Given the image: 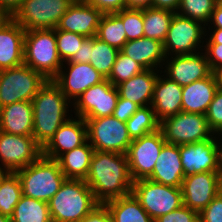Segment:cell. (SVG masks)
<instances>
[{"label": "cell", "instance_id": "8", "mask_svg": "<svg viewBox=\"0 0 222 222\" xmlns=\"http://www.w3.org/2000/svg\"><path fill=\"white\" fill-rule=\"evenodd\" d=\"M87 126V141L98 151L126 154L132 139L126 122L112 116L84 118Z\"/></svg>", "mask_w": 222, "mask_h": 222}, {"label": "cell", "instance_id": "43", "mask_svg": "<svg viewBox=\"0 0 222 222\" xmlns=\"http://www.w3.org/2000/svg\"><path fill=\"white\" fill-rule=\"evenodd\" d=\"M205 48V55L211 71L218 73L222 69V44L207 43Z\"/></svg>", "mask_w": 222, "mask_h": 222}, {"label": "cell", "instance_id": "5", "mask_svg": "<svg viewBox=\"0 0 222 222\" xmlns=\"http://www.w3.org/2000/svg\"><path fill=\"white\" fill-rule=\"evenodd\" d=\"M24 64L53 80L63 65L56 46L55 29H33L25 32Z\"/></svg>", "mask_w": 222, "mask_h": 222}, {"label": "cell", "instance_id": "12", "mask_svg": "<svg viewBox=\"0 0 222 222\" xmlns=\"http://www.w3.org/2000/svg\"><path fill=\"white\" fill-rule=\"evenodd\" d=\"M41 155L42 147L32 136L0 131V161L4 170L16 172L35 162Z\"/></svg>", "mask_w": 222, "mask_h": 222}, {"label": "cell", "instance_id": "23", "mask_svg": "<svg viewBox=\"0 0 222 222\" xmlns=\"http://www.w3.org/2000/svg\"><path fill=\"white\" fill-rule=\"evenodd\" d=\"M184 177L179 145L166 142L148 179L163 185L181 188Z\"/></svg>", "mask_w": 222, "mask_h": 222}, {"label": "cell", "instance_id": "40", "mask_svg": "<svg viewBox=\"0 0 222 222\" xmlns=\"http://www.w3.org/2000/svg\"><path fill=\"white\" fill-rule=\"evenodd\" d=\"M209 127L214 133H222V87L215 93L206 113H205Z\"/></svg>", "mask_w": 222, "mask_h": 222}, {"label": "cell", "instance_id": "36", "mask_svg": "<svg viewBox=\"0 0 222 222\" xmlns=\"http://www.w3.org/2000/svg\"><path fill=\"white\" fill-rule=\"evenodd\" d=\"M217 0H180L179 12L181 16L199 21L210 22Z\"/></svg>", "mask_w": 222, "mask_h": 222}, {"label": "cell", "instance_id": "50", "mask_svg": "<svg viewBox=\"0 0 222 222\" xmlns=\"http://www.w3.org/2000/svg\"><path fill=\"white\" fill-rule=\"evenodd\" d=\"M213 20V21H212ZM215 28L222 29V4L217 1L214 11L212 12L211 19Z\"/></svg>", "mask_w": 222, "mask_h": 222}, {"label": "cell", "instance_id": "38", "mask_svg": "<svg viewBox=\"0 0 222 222\" xmlns=\"http://www.w3.org/2000/svg\"><path fill=\"white\" fill-rule=\"evenodd\" d=\"M56 46L62 62L69 61L87 38L81 34L55 28Z\"/></svg>", "mask_w": 222, "mask_h": 222}, {"label": "cell", "instance_id": "41", "mask_svg": "<svg viewBox=\"0 0 222 222\" xmlns=\"http://www.w3.org/2000/svg\"><path fill=\"white\" fill-rule=\"evenodd\" d=\"M154 222H199V213L182 205L176 210L159 216Z\"/></svg>", "mask_w": 222, "mask_h": 222}, {"label": "cell", "instance_id": "32", "mask_svg": "<svg viewBox=\"0 0 222 222\" xmlns=\"http://www.w3.org/2000/svg\"><path fill=\"white\" fill-rule=\"evenodd\" d=\"M96 37L120 51L127 42L122 19L116 13L103 14Z\"/></svg>", "mask_w": 222, "mask_h": 222}, {"label": "cell", "instance_id": "30", "mask_svg": "<svg viewBox=\"0 0 222 222\" xmlns=\"http://www.w3.org/2000/svg\"><path fill=\"white\" fill-rule=\"evenodd\" d=\"M174 12L154 7L143 9L144 37L165 41Z\"/></svg>", "mask_w": 222, "mask_h": 222}, {"label": "cell", "instance_id": "53", "mask_svg": "<svg viewBox=\"0 0 222 222\" xmlns=\"http://www.w3.org/2000/svg\"><path fill=\"white\" fill-rule=\"evenodd\" d=\"M208 43L222 44V29L216 28L209 38Z\"/></svg>", "mask_w": 222, "mask_h": 222}, {"label": "cell", "instance_id": "31", "mask_svg": "<svg viewBox=\"0 0 222 222\" xmlns=\"http://www.w3.org/2000/svg\"><path fill=\"white\" fill-rule=\"evenodd\" d=\"M11 222H52L48 202L22 195L14 208Z\"/></svg>", "mask_w": 222, "mask_h": 222}, {"label": "cell", "instance_id": "7", "mask_svg": "<svg viewBox=\"0 0 222 222\" xmlns=\"http://www.w3.org/2000/svg\"><path fill=\"white\" fill-rule=\"evenodd\" d=\"M46 81L25 64L3 69L0 75V108L19 101H32Z\"/></svg>", "mask_w": 222, "mask_h": 222}, {"label": "cell", "instance_id": "55", "mask_svg": "<svg viewBox=\"0 0 222 222\" xmlns=\"http://www.w3.org/2000/svg\"><path fill=\"white\" fill-rule=\"evenodd\" d=\"M0 222H11V217L0 214Z\"/></svg>", "mask_w": 222, "mask_h": 222}, {"label": "cell", "instance_id": "3", "mask_svg": "<svg viewBox=\"0 0 222 222\" xmlns=\"http://www.w3.org/2000/svg\"><path fill=\"white\" fill-rule=\"evenodd\" d=\"M99 203L82 179H66L48 201L52 222H79Z\"/></svg>", "mask_w": 222, "mask_h": 222}, {"label": "cell", "instance_id": "34", "mask_svg": "<svg viewBox=\"0 0 222 222\" xmlns=\"http://www.w3.org/2000/svg\"><path fill=\"white\" fill-rule=\"evenodd\" d=\"M22 196L20 179L16 172H8L0 183V214L11 217Z\"/></svg>", "mask_w": 222, "mask_h": 222}, {"label": "cell", "instance_id": "58", "mask_svg": "<svg viewBox=\"0 0 222 222\" xmlns=\"http://www.w3.org/2000/svg\"><path fill=\"white\" fill-rule=\"evenodd\" d=\"M217 74L219 77L220 86L222 87V69Z\"/></svg>", "mask_w": 222, "mask_h": 222}, {"label": "cell", "instance_id": "47", "mask_svg": "<svg viewBox=\"0 0 222 222\" xmlns=\"http://www.w3.org/2000/svg\"><path fill=\"white\" fill-rule=\"evenodd\" d=\"M93 46V37H87L81 44L79 50L67 62L74 63H89L90 62V48Z\"/></svg>", "mask_w": 222, "mask_h": 222}, {"label": "cell", "instance_id": "44", "mask_svg": "<svg viewBox=\"0 0 222 222\" xmlns=\"http://www.w3.org/2000/svg\"><path fill=\"white\" fill-rule=\"evenodd\" d=\"M139 106L121 97H118L113 116L122 122H126L137 110Z\"/></svg>", "mask_w": 222, "mask_h": 222}, {"label": "cell", "instance_id": "45", "mask_svg": "<svg viewBox=\"0 0 222 222\" xmlns=\"http://www.w3.org/2000/svg\"><path fill=\"white\" fill-rule=\"evenodd\" d=\"M102 14L116 13L126 8V0H84Z\"/></svg>", "mask_w": 222, "mask_h": 222}, {"label": "cell", "instance_id": "21", "mask_svg": "<svg viewBox=\"0 0 222 222\" xmlns=\"http://www.w3.org/2000/svg\"><path fill=\"white\" fill-rule=\"evenodd\" d=\"M217 73L182 86V111L205 115L215 93L220 88Z\"/></svg>", "mask_w": 222, "mask_h": 222}, {"label": "cell", "instance_id": "22", "mask_svg": "<svg viewBox=\"0 0 222 222\" xmlns=\"http://www.w3.org/2000/svg\"><path fill=\"white\" fill-rule=\"evenodd\" d=\"M25 29L12 17L0 28V68L24 64Z\"/></svg>", "mask_w": 222, "mask_h": 222}, {"label": "cell", "instance_id": "14", "mask_svg": "<svg viewBox=\"0 0 222 222\" xmlns=\"http://www.w3.org/2000/svg\"><path fill=\"white\" fill-rule=\"evenodd\" d=\"M202 24L175 13L163 42L166 57L171 52H175L174 55L194 54L196 48H199L197 46L201 43L202 35L206 32Z\"/></svg>", "mask_w": 222, "mask_h": 222}, {"label": "cell", "instance_id": "28", "mask_svg": "<svg viewBox=\"0 0 222 222\" xmlns=\"http://www.w3.org/2000/svg\"><path fill=\"white\" fill-rule=\"evenodd\" d=\"M87 142L88 141L73 150L61 154L56 159L61 171L67 179L85 180L87 178L91 159L95 151Z\"/></svg>", "mask_w": 222, "mask_h": 222}, {"label": "cell", "instance_id": "57", "mask_svg": "<svg viewBox=\"0 0 222 222\" xmlns=\"http://www.w3.org/2000/svg\"><path fill=\"white\" fill-rule=\"evenodd\" d=\"M218 195L222 197V180H219V191Z\"/></svg>", "mask_w": 222, "mask_h": 222}, {"label": "cell", "instance_id": "33", "mask_svg": "<svg viewBox=\"0 0 222 222\" xmlns=\"http://www.w3.org/2000/svg\"><path fill=\"white\" fill-rule=\"evenodd\" d=\"M126 125L132 140L160 129V121L157 119L151 105L139 107L126 121Z\"/></svg>", "mask_w": 222, "mask_h": 222}, {"label": "cell", "instance_id": "51", "mask_svg": "<svg viewBox=\"0 0 222 222\" xmlns=\"http://www.w3.org/2000/svg\"><path fill=\"white\" fill-rule=\"evenodd\" d=\"M152 0H126V8L144 9L151 7Z\"/></svg>", "mask_w": 222, "mask_h": 222}, {"label": "cell", "instance_id": "27", "mask_svg": "<svg viewBox=\"0 0 222 222\" xmlns=\"http://www.w3.org/2000/svg\"><path fill=\"white\" fill-rule=\"evenodd\" d=\"M120 51L145 69L154 70V67L166 58L163 43L146 37L127 41Z\"/></svg>", "mask_w": 222, "mask_h": 222}, {"label": "cell", "instance_id": "39", "mask_svg": "<svg viewBox=\"0 0 222 222\" xmlns=\"http://www.w3.org/2000/svg\"><path fill=\"white\" fill-rule=\"evenodd\" d=\"M116 14L122 19L127 41L144 37L143 9L124 8Z\"/></svg>", "mask_w": 222, "mask_h": 222}, {"label": "cell", "instance_id": "42", "mask_svg": "<svg viewBox=\"0 0 222 222\" xmlns=\"http://www.w3.org/2000/svg\"><path fill=\"white\" fill-rule=\"evenodd\" d=\"M199 222H222V197L217 195L200 213Z\"/></svg>", "mask_w": 222, "mask_h": 222}, {"label": "cell", "instance_id": "59", "mask_svg": "<svg viewBox=\"0 0 222 222\" xmlns=\"http://www.w3.org/2000/svg\"><path fill=\"white\" fill-rule=\"evenodd\" d=\"M71 2H82L84 0H70Z\"/></svg>", "mask_w": 222, "mask_h": 222}, {"label": "cell", "instance_id": "17", "mask_svg": "<svg viewBox=\"0 0 222 222\" xmlns=\"http://www.w3.org/2000/svg\"><path fill=\"white\" fill-rule=\"evenodd\" d=\"M179 153L185 176L201 172H216L217 170L216 138L179 145Z\"/></svg>", "mask_w": 222, "mask_h": 222}, {"label": "cell", "instance_id": "19", "mask_svg": "<svg viewBox=\"0 0 222 222\" xmlns=\"http://www.w3.org/2000/svg\"><path fill=\"white\" fill-rule=\"evenodd\" d=\"M87 141L85 120L69 119L54 133L50 141L42 148V155L57 159L61 154L83 145Z\"/></svg>", "mask_w": 222, "mask_h": 222}, {"label": "cell", "instance_id": "9", "mask_svg": "<svg viewBox=\"0 0 222 222\" xmlns=\"http://www.w3.org/2000/svg\"><path fill=\"white\" fill-rule=\"evenodd\" d=\"M160 129L167 143L175 145L191 144L203 140H213L214 131L209 127L206 116L181 111L160 122ZM211 134V135H210Z\"/></svg>", "mask_w": 222, "mask_h": 222}, {"label": "cell", "instance_id": "37", "mask_svg": "<svg viewBox=\"0 0 222 222\" xmlns=\"http://www.w3.org/2000/svg\"><path fill=\"white\" fill-rule=\"evenodd\" d=\"M143 70H145V68L140 63L119 51L107 80L114 86H117Z\"/></svg>", "mask_w": 222, "mask_h": 222}, {"label": "cell", "instance_id": "11", "mask_svg": "<svg viewBox=\"0 0 222 222\" xmlns=\"http://www.w3.org/2000/svg\"><path fill=\"white\" fill-rule=\"evenodd\" d=\"M165 143L161 129L133 139L126 152L129 171L133 181L148 178L152 174Z\"/></svg>", "mask_w": 222, "mask_h": 222}, {"label": "cell", "instance_id": "1", "mask_svg": "<svg viewBox=\"0 0 222 222\" xmlns=\"http://www.w3.org/2000/svg\"><path fill=\"white\" fill-rule=\"evenodd\" d=\"M85 181L98 203L129 195L133 180L126 154L95 150Z\"/></svg>", "mask_w": 222, "mask_h": 222}, {"label": "cell", "instance_id": "54", "mask_svg": "<svg viewBox=\"0 0 222 222\" xmlns=\"http://www.w3.org/2000/svg\"><path fill=\"white\" fill-rule=\"evenodd\" d=\"M11 18V16L5 12L0 10V28Z\"/></svg>", "mask_w": 222, "mask_h": 222}, {"label": "cell", "instance_id": "24", "mask_svg": "<svg viewBox=\"0 0 222 222\" xmlns=\"http://www.w3.org/2000/svg\"><path fill=\"white\" fill-rule=\"evenodd\" d=\"M164 78L158 76L151 102V107L160 122L182 111V86L168 77Z\"/></svg>", "mask_w": 222, "mask_h": 222}, {"label": "cell", "instance_id": "56", "mask_svg": "<svg viewBox=\"0 0 222 222\" xmlns=\"http://www.w3.org/2000/svg\"><path fill=\"white\" fill-rule=\"evenodd\" d=\"M8 173V171L4 170L2 167H0V183L3 179V177Z\"/></svg>", "mask_w": 222, "mask_h": 222}, {"label": "cell", "instance_id": "48", "mask_svg": "<svg viewBox=\"0 0 222 222\" xmlns=\"http://www.w3.org/2000/svg\"><path fill=\"white\" fill-rule=\"evenodd\" d=\"M180 0H152L151 7L178 12Z\"/></svg>", "mask_w": 222, "mask_h": 222}, {"label": "cell", "instance_id": "52", "mask_svg": "<svg viewBox=\"0 0 222 222\" xmlns=\"http://www.w3.org/2000/svg\"><path fill=\"white\" fill-rule=\"evenodd\" d=\"M221 147V148H219ZM217 174L219 176V179L222 180V145L218 146L217 143Z\"/></svg>", "mask_w": 222, "mask_h": 222}, {"label": "cell", "instance_id": "25", "mask_svg": "<svg viewBox=\"0 0 222 222\" xmlns=\"http://www.w3.org/2000/svg\"><path fill=\"white\" fill-rule=\"evenodd\" d=\"M0 131L33 136L32 101H19L0 108Z\"/></svg>", "mask_w": 222, "mask_h": 222}, {"label": "cell", "instance_id": "10", "mask_svg": "<svg viewBox=\"0 0 222 222\" xmlns=\"http://www.w3.org/2000/svg\"><path fill=\"white\" fill-rule=\"evenodd\" d=\"M71 4L70 0H24L12 18L25 31L55 29Z\"/></svg>", "mask_w": 222, "mask_h": 222}, {"label": "cell", "instance_id": "35", "mask_svg": "<svg viewBox=\"0 0 222 222\" xmlns=\"http://www.w3.org/2000/svg\"><path fill=\"white\" fill-rule=\"evenodd\" d=\"M119 50L93 37V46L90 48V64L106 79L109 77Z\"/></svg>", "mask_w": 222, "mask_h": 222}, {"label": "cell", "instance_id": "13", "mask_svg": "<svg viewBox=\"0 0 222 222\" xmlns=\"http://www.w3.org/2000/svg\"><path fill=\"white\" fill-rule=\"evenodd\" d=\"M118 97L117 87L105 79L89 87L74 101L76 116L83 119L112 116Z\"/></svg>", "mask_w": 222, "mask_h": 222}, {"label": "cell", "instance_id": "29", "mask_svg": "<svg viewBox=\"0 0 222 222\" xmlns=\"http://www.w3.org/2000/svg\"><path fill=\"white\" fill-rule=\"evenodd\" d=\"M104 204L114 222H154L132 193Z\"/></svg>", "mask_w": 222, "mask_h": 222}, {"label": "cell", "instance_id": "20", "mask_svg": "<svg viewBox=\"0 0 222 222\" xmlns=\"http://www.w3.org/2000/svg\"><path fill=\"white\" fill-rule=\"evenodd\" d=\"M194 53L188 55H175L167 63L166 75L170 80L177 82L180 86L193 83L196 80L208 77L212 71L209 67L206 55Z\"/></svg>", "mask_w": 222, "mask_h": 222}, {"label": "cell", "instance_id": "46", "mask_svg": "<svg viewBox=\"0 0 222 222\" xmlns=\"http://www.w3.org/2000/svg\"><path fill=\"white\" fill-rule=\"evenodd\" d=\"M79 222H114L105 204L99 203Z\"/></svg>", "mask_w": 222, "mask_h": 222}, {"label": "cell", "instance_id": "6", "mask_svg": "<svg viewBox=\"0 0 222 222\" xmlns=\"http://www.w3.org/2000/svg\"><path fill=\"white\" fill-rule=\"evenodd\" d=\"M131 193L153 220L183 205L181 188L163 185L148 178L133 181Z\"/></svg>", "mask_w": 222, "mask_h": 222}, {"label": "cell", "instance_id": "4", "mask_svg": "<svg viewBox=\"0 0 222 222\" xmlns=\"http://www.w3.org/2000/svg\"><path fill=\"white\" fill-rule=\"evenodd\" d=\"M16 173L21 182L22 195L43 202H48L67 179L57 160L43 155Z\"/></svg>", "mask_w": 222, "mask_h": 222}, {"label": "cell", "instance_id": "49", "mask_svg": "<svg viewBox=\"0 0 222 222\" xmlns=\"http://www.w3.org/2000/svg\"><path fill=\"white\" fill-rule=\"evenodd\" d=\"M24 0H0V10L7 12L11 17L20 8Z\"/></svg>", "mask_w": 222, "mask_h": 222}, {"label": "cell", "instance_id": "15", "mask_svg": "<svg viewBox=\"0 0 222 222\" xmlns=\"http://www.w3.org/2000/svg\"><path fill=\"white\" fill-rule=\"evenodd\" d=\"M217 172H201L185 176L182 182L183 205L200 213L219 191Z\"/></svg>", "mask_w": 222, "mask_h": 222}, {"label": "cell", "instance_id": "18", "mask_svg": "<svg viewBox=\"0 0 222 222\" xmlns=\"http://www.w3.org/2000/svg\"><path fill=\"white\" fill-rule=\"evenodd\" d=\"M102 15L97 8L85 1L72 2L66 13L60 18L56 28L85 37H94L97 34Z\"/></svg>", "mask_w": 222, "mask_h": 222}, {"label": "cell", "instance_id": "2", "mask_svg": "<svg viewBox=\"0 0 222 222\" xmlns=\"http://www.w3.org/2000/svg\"><path fill=\"white\" fill-rule=\"evenodd\" d=\"M68 99L60 88L47 80L32 99L33 138L43 148L66 118Z\"/></svg>", "mask_w": 222, "mask_h": 222}, {"label": "cell", "instance_id": "26", "mask_svg": "<svg viewBox=\"0 0 222 222\" xmlns=\"http://www.w3.org/2000/svg\"><path fill=\"white\" fill-rule=\"evenodd\" d=\"M154 71L153 69H145L127 81L118 84L116 87L119 97L131 100L139 107L151 105L154 87L159 76Z\"/></svg>", "mask_w": 222, "mask_h": 222}, {"label": "cell", "instance_id": "16", "mask_svg": "<svg viewBox=\"0 0 222 222\" xmlns=\"http://www.w3.org/2000/svg\"><path fill=\"white\" fill-rule=\"evenodd\" d=\"M68 74L63 72V66L57 76L52 80L69 100L76 99L89 87L99 84L106 78L100 74L90 63L67 62Z\"/></svg>", "mask_w": 222, "mask_h": 222}]
</instances>
